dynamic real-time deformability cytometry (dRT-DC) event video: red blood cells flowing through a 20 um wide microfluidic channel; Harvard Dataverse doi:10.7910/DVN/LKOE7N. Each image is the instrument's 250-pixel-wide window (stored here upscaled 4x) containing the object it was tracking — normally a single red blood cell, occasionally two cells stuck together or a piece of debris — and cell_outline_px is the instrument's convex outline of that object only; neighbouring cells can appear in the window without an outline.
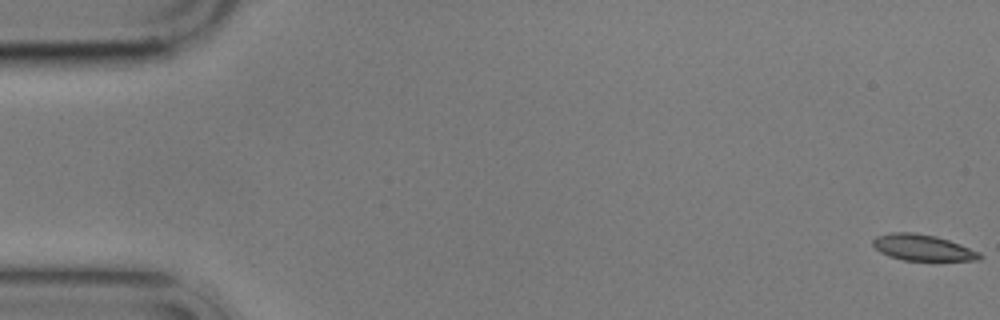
{"species": "common noctule bat (a hibernating species)", "species_latin": "Nyctalus noctula", "temperature_condition": "cold", "stored_images_in_passage": 5, "camera_frame_rate_fps": 3000, "um_per_image_px": 0.085, "animal": {"sex": "male", "body_mass_g": 17.9}, "frame": {"image": 1, "passage_image": 1, "time_ms": 0.0, "image_size_px": [1000, 320], "cell_outline_px": [[984, 256], [980, 260], [904, 260], [888, 256], [880, 252], [872, 244], [872, 240], [876, 236], [892, 232], [912, 232], [936, 236], [960, 244], [980, 252]], "centroid_in_image_um": [78.42, 21.04], "position_along_channel_um": 6.6, "area_um2": 16.24}}
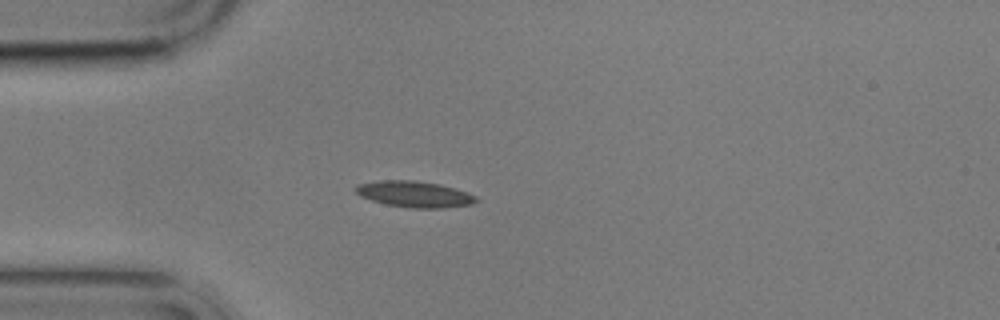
{"frame": {"image": 2, "passage_image": 5, "time_ms": 5.0, "image_size_px": [1000, 320], "cell_outline_px": [[480, 200], [472, 204], [444, 208], [412, 208], [388, 204], [372, 200], [360, 196], [352, 188], [356, 184], [380, 180], [412, 180], [440, 184], [468, 192], [476, 196]], "centroid_in_image_um": [35.23, 16.5], "position_along_channel_um": 49.8, "area_um2": 18.44}}